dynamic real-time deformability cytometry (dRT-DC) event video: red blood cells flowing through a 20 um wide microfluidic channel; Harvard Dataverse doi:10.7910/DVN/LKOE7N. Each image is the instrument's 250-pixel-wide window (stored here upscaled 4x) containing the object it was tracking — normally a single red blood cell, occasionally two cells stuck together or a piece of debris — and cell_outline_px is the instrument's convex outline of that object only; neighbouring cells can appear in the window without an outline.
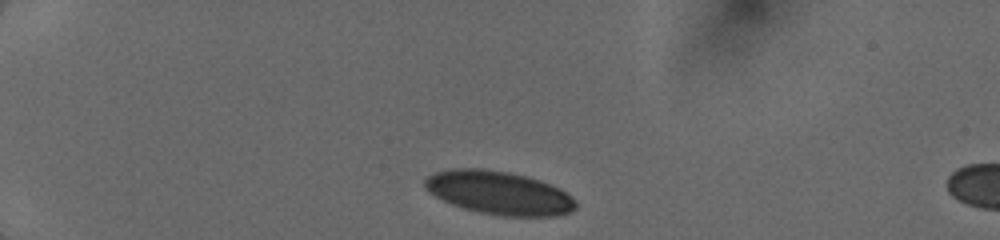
{"species": "human", "species_latin": "Homo sapiens", "temperature_condition": "cold", "stored_images_in_passage": 40, "camera_frame_rate_fps": 3000, "um_per_image_px": 0.085, "donor": {"sex": "female"}, "frame": {"image": 1, "passage_image": 1, "time_ms": 0.0, "image_size_px": [1000, 240], "cell_outline_px": [[576, 208], [572, 212], [556, 216], [504, 216], [480, 212], [464, 208], [452, 204], [436, 196], [424, 188], [424, 180], [432, 172], [452, 168], [484, 168], [508, 172], [528, 176], [540, 180], [560, 188], [572, 196], [576, 200]], "centroid_in_image_um": [42.43, 16.38], "position_along_channel_um": 42.6, "area_um2": 38.38}}
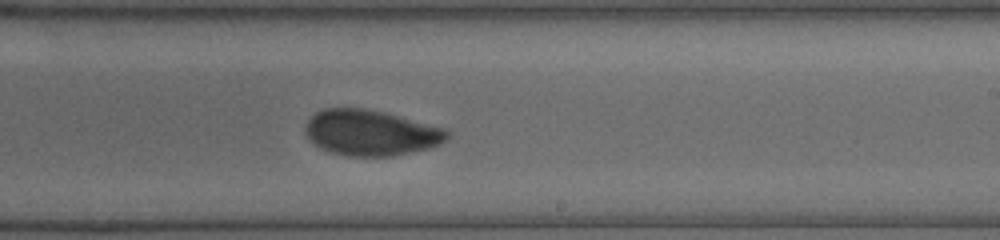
{"frame": {"image": 2, "passage_image": 20, "time_ms": 6.667, "image_size_px": [1000, 240], "cell_outline_px": [[452, 132], [448, 140], [440, 144], [428, 148], [392, 156], [348, 156], [332, 152], [320, 148], [308, 140], [304, 132], [304, 128], [308, 120], [316, 112], [324, 108], [364, 108], [384, 112], [448, 128]], "centroid_in_image_um": [31.54, 11.28], "position_along_channel_um": 257.5, "area_um2": 38.15}}
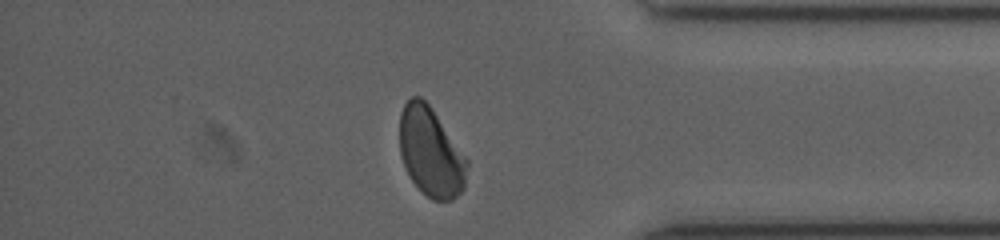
{"frame": {"image": 3, "passage_image": 34, "time_ms": 10.333, "image_size_px": [1000, 240], "cell_outline_px": [[468, 164], [464, 188], [452, 200], [432, 200], [412, 180], [400, 156], [400, 112], [404, 104], [412, 96], [420, 96], [432, 108], [468, 160]], "centroid_in_image_um": [36.62, 12.91], "position_along_channel_um": 398.6, "area_um2": 34.68}}